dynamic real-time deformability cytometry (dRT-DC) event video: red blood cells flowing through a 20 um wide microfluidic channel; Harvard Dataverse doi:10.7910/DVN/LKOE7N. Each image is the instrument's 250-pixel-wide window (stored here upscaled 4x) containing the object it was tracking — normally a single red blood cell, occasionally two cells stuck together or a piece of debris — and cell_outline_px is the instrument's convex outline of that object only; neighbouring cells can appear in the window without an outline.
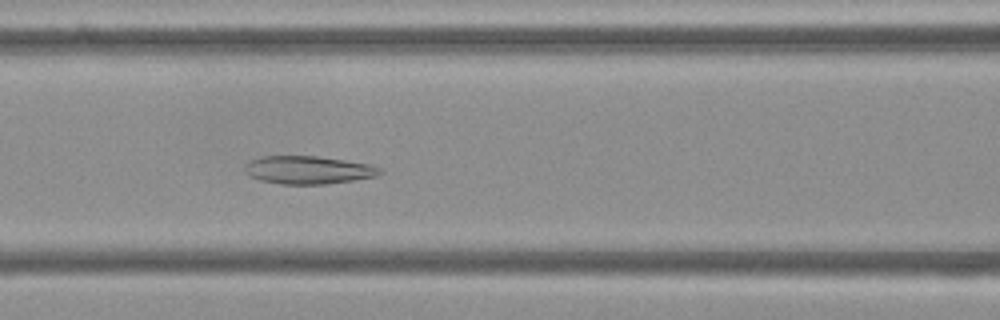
{"species": "Egyptian fruit bat (a non-hibernating species)", "species_latin": "Rousettus aegyptiacus", "temperature_condition": "cold", "stored_images_in_passage": 40, "camera_frame_rate_fps": 3000, "um_per_image_px": 0.085, "frame": {"image": 1, "passage_image": 9, "time_ms": 2.667, "image_size_px": [1000, 320], "cell_outline_px": [[384, 172], [376, 176], [352, 180], [324, 184], [280, 184], [260, 180], [248, 176], [244, 172], [244, 164], [260, 156], [320, 156], [368, 164], [380, 168]], "centroid_in_image_um": [26.15, 14.44], "position_along_channel_um": 140.5, "area_um2": 22.08}}
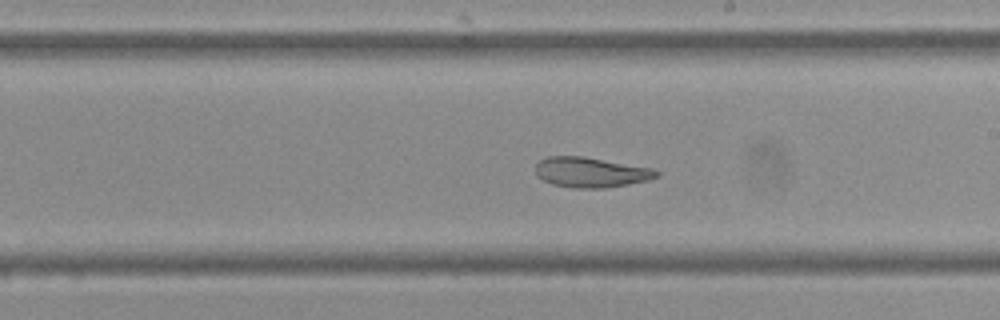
{"frame": {"image": 2, "passage_image": 17, "time_ms": 5.333, "image_size_px": [1000, 320], "cell_outline_px": [[660, 176], [648, 180], [628, 184], [604, 188], [572, 188], [552, 184], [536, 176], [536, 164], [540, 160], [548, 156], [584, 156], [652, 168], [660, 172]], "centroid_in_image_um": [50.22, 14.64], "position_along_channel_um": 238.8, "area_um2": 21.33}}
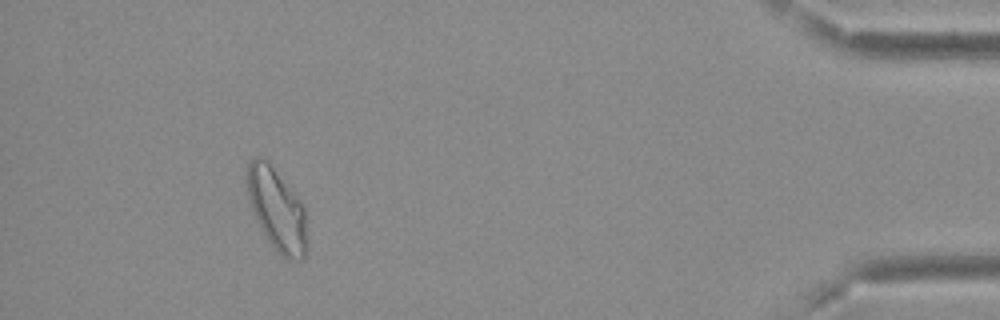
{"frame": {"image": 3, "passage_image": 36, "time_ms": 11.667, "image_size_px": [1000, 320], "cell_outline_px": [[308, 248], [304, 260], [296, 260], [280, 256], [268, 240], [260, 228], [248, 200], [244, 180], [244, 172], [248, 160], [256, 156], [260, 156], [272, 168], [300, 200], [304, 208], [308, 244]], "centroid_in_image_um": [23.5, 17.83], "position_along_channel_um": 411.7, "area_um2": 29.13}, "authors_computed_cell_mechanics": {"area_um2": 23.0044, "velocity_mm_per_s": 3.6957, "shape_relaxation_time_tau1_ms": null, "shape_relaxation_time_tau2_ms": 2.971, "deformation_change_tau1": null, "deformation_change_tau2": 0.0836}}